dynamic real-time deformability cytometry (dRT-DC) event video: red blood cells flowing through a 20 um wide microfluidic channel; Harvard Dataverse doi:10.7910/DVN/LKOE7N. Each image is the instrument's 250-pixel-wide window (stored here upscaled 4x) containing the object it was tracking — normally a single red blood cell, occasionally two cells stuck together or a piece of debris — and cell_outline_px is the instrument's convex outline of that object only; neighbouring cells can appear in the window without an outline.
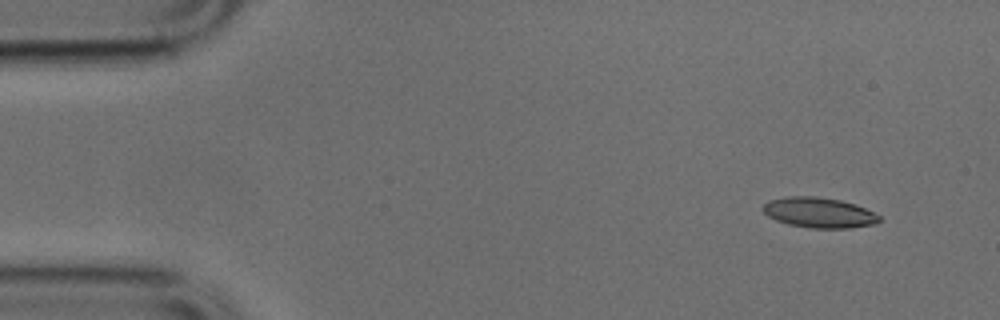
{"species": "common noctule bat (a hibernating species)", "species_latin": "Nyctalus noctula", "temperature_condition": "cold", "stored_images_in_passage": 47, "camera_frame_rate_fps": 3000, "um_per_image_px": 0.085, "animal": {"sex": "male", "body_mass_g": 17.9, "forearm_length_mm": 54.2}, "frame": {"image": 1, "passage_image": 1, "time_ms": 0.0, "image_size_px": [1000, 320], "cell_outline_px": [[880, 220], [876, 224], [848, 228], [812, 228], [788, 224], [776, 220], [768, 216], [760, 208], [768, 200], [784, 196], [816, 196], [840, 200], [856, 204], [880, 216]], "centroid_in_image_um": [69.58, 18.06], "position_along_channel_um": 15.4, "area_um2": 20.63}}
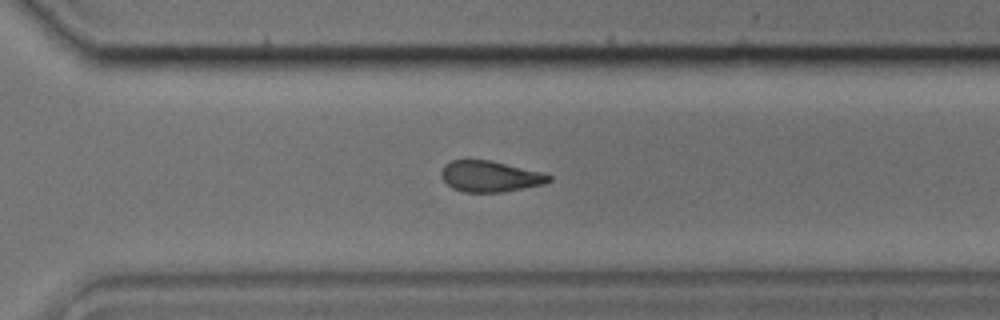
{"frame": {"image": 2, "passage_image": 32, "time_ms": 10.333, "image_size_px": [1000, 320], "cell_outline_px": [[552, 180], [544, 184], [504, 192], [464, 192], [452, 188], [440, 176], [440, 172], [444, 164], [452, 160], [488, 160], [544, 172], [552, 176]], "centroid_in_image_um": [41.66, 14.99], "position_along_channel_um": 328.9, "area_um2": 19.54}}
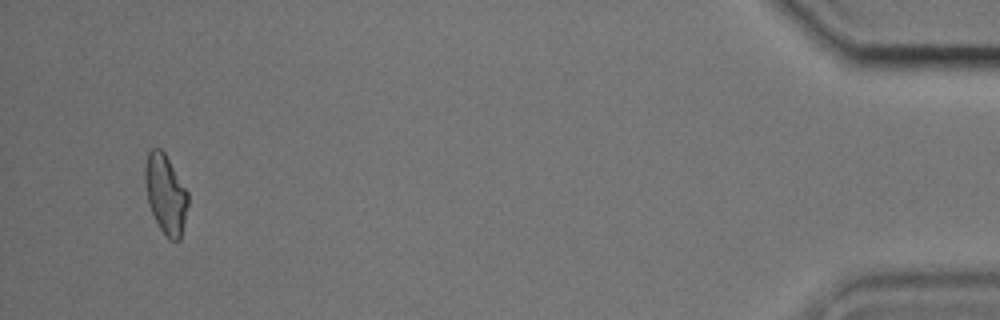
{"frame": {"image": 3, "passage_image": 45, "time_ms": 14.667, "image_size_px": [1000, 320], "cell_outline_px": [[188, 204], [180, 240], [168, 240], [160, 228], [148, 204], [144, 180], [144, 168], [148, 152], [152, 148], [160, 148], [164, 152], [188, 192]], "centroid_in_image_um": [14.06, 16.49], "position_along_channel_um": 421.1, "area_um2": 19.77}}